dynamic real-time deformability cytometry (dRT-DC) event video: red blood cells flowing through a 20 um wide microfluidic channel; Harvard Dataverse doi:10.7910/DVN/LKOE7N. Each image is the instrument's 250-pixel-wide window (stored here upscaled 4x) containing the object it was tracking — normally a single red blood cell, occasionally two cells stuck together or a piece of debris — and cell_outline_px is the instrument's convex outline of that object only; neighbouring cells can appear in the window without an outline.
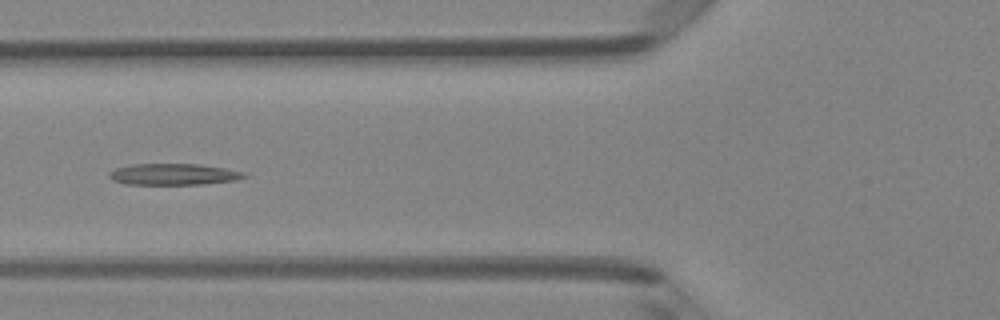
{"species": "Egyptian fruit bat (a non-hibernating species)", "species_latin": "Rousettus aegyptiacus", "temperature_condition": "room temperature", "stored_images_in_passage": 7, "camera_frame_rate_fps": 3000, "um_per_image_px": 0.085, "animal": {"sex": "female"}, "frame": {"image": 1, "passage_image": 6, "time_ms": 1.667, "image_size_px": [1000, 320], "cell_outline_px": [[248, 176], [236, 180], [204, 184], [128, 184], [112, 180], [108, 176], [108, 172], [116, 168], [132, 164], [200, 164], [224, 168], [244, 172]], "centroid_in_image_um": [14.75, 14.81], "position_along_channel_um": 111.1, "area_um2": 16.76}}
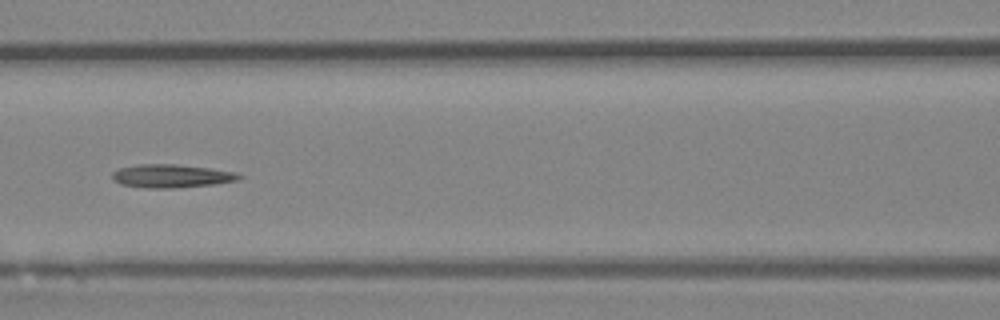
{"frame": {"image": 2, "passage_image": 7, "time_ms": 2.0, "image_size_px": [1000, 320], "cell_outline_px": [[244, 176], [236, 180], [212, 184], [172, 188], [144, 188], [120, 184], [112, 180], [112, 172], [120, 168], [140, 164], [176, 164], [212, 168], [236, 172]], "centroid_in_image_um": [14.55, 14.95], "position_along_channel_um": 152.1, "area_um2": 17.22}}